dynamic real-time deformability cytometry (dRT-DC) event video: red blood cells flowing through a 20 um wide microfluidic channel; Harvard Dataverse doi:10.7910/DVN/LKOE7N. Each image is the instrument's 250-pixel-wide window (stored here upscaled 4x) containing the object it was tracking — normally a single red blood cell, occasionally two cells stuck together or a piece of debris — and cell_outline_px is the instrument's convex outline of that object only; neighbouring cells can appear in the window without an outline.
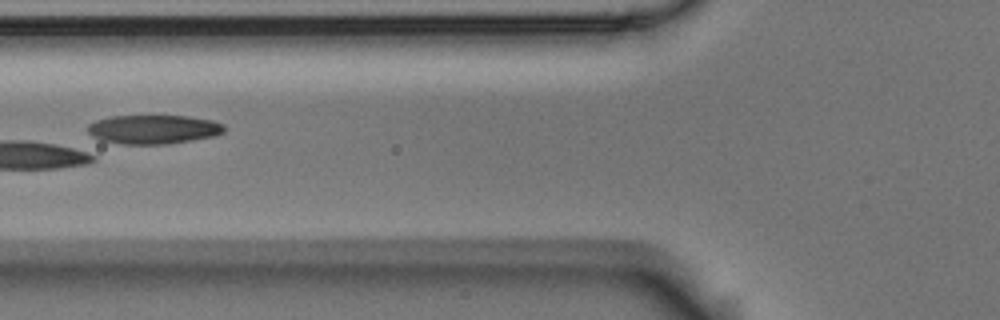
{"species": "Egyptian fruit bat (a non-hibernating species)", "species_latin": "Rousettus aegyptiacus", "temperature_condition": "room temperature", "stored_images_in_passage": 5, "camera_frame_rate_fps": 3000, "um_per_image_px": 0.085, "animal": {"sex": "male"}, "frame": {"image": 1, "passage_image": 4, "time_ms": 1.0, "image_size_px": [1000, 320], "cell_outline_px": [[224, 132], [216, 136], [168, 144], [100, 144], [88, 132], [88, 124], [96, 120], [112, 116], [188, 116], [212, 120], [224, 124]], "centroid_in_image_um": [12.97, 11.02], "position_along_channel_um": 112.8, "area_um2": 23.58}}